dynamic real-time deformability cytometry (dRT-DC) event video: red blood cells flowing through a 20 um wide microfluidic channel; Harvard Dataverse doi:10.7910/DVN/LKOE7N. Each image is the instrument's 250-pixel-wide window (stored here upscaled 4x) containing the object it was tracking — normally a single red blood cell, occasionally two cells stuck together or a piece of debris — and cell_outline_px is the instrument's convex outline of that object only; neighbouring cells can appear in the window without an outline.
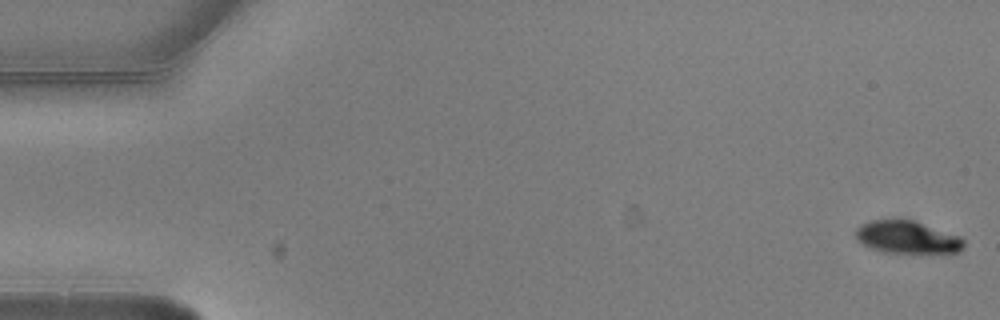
{"species": "common noctule bat (a hibernating species)", "species_latin": "Nyctalus noctula", "temperature_condition": "warm", "stored_images_in_passage": 5, "camera_frame_rate_fps": 3000, "um_per_image_px": 0.085, "animal": {"sex": "male", "body_mass_g": 20.5, "forearm_length_mm": 52.5}, "frame": {"image": 1, "passage_image": 1, "time_ms": 0.0, "image_size_px": [1000, 320], "cell_outline_px": [[964, 248], [956, 252], [880, 252], [868, 248], [856, 240], [856, 228], [860, 224], [872, 220], [892, 216], [912, 220], [960, 236], [964, 240]], "centroid_in_image_um": [77.02, 20.12], "position_along_channel_um": 8.0, "area_um2": 20.92}}